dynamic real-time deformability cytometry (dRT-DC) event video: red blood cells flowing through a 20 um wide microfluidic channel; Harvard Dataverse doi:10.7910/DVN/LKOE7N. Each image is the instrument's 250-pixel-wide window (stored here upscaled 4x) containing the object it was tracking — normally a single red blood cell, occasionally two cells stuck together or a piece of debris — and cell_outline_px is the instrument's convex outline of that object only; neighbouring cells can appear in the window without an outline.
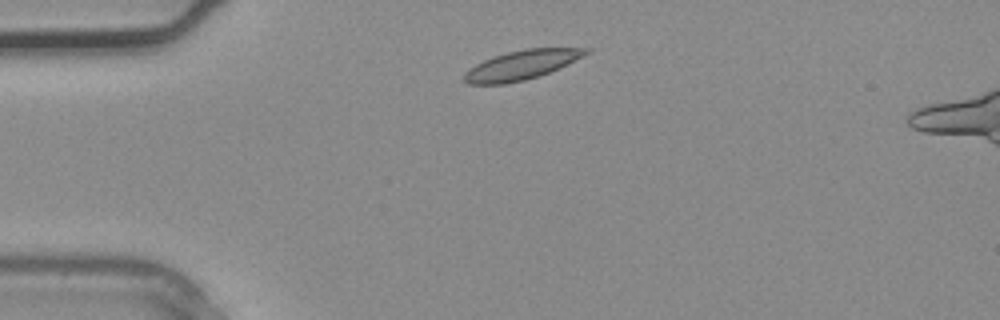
{"species": "common noctule bat (a hibernating species)", "species_latin": "Nyctalus noctula", "temperature_condition": "warm", "stored_images_in_passage": 2, "camera_frame_rate_fps": 3000, "um_per_image_px": 0.085, "animal": {"sex": "male", "body_mass_g": 20.4}, "frame": {"image": 1, "passage_image": 1, "time_ms": 0.0, "image_size_px": [1000, 320], "cell_outline_px": [[592, 48], [584, 56], [560, 68], [540, 76], [524, 80], [504, 84], [468, 84], [460, 80], [460, 76], [468, 68], [484, 60], [508, 52], [528, 48]], "centroid_in_image_um": [44.28, 5.54], "position_along_channel_um": 40.7, "area_um2": 20.92}}